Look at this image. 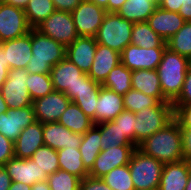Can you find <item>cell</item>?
I'll return each instance as SVG.
<instances>
[{"label": "cell", "mask_w": 191, "mask_h": 190, "mask_svg": "<svg viewBox=\"0 0 191 190\" xmlns=\"http://www.w3.org/2000/svg\"><path fill=\"white\" fill-rule=\"evenodd\" d=\"M174 119L172 103L160 102L135 112L134 145L136 147L158 130L163 129Z\"/></svg>", "instance_id": "5"}, {"label": "cell", "mask_w": 191, "mask_h": 190, "mask_svg": "<svg viewBox=\"0 0 191 190\" xmlns=\"http://www.w3.org/2000/svg\"><path fill=\"white\" fill-rule=\"evenodd\" d=\"M24 11L29 25L36 28L56 10L52 0H29Z\"/></svg>", "instance_id": "32"}, {"label": "cell", "mask_w": 191, "mask_h": 190, "mask_svg": "<svg viewBox=\"0 0 191 190\" xmlns=\"http://www.w3.org/2000/svg\"><path fill=\"white\" fill-rule=\"evenodd\" d=\"M50 76L54 90L63 92L71 101L100 92L101 84L93 81L66 57L52 67Z\"/></svg>", "instance_id": "1"}, {"label": "cell", "mask_w": 191, "mask_h": 190, "mask_svg": "<svg viewBox=\"0 0 191 190\" xmlns=\"http://www.w3.org/2000/svg\"><path fill=\"white\" fill-rule=\"evenodd\" d=\"M173 106L191 105V65L189 66L186 77L178 98L172 103Z\"/></svg>", "instance_id": "42"}, {"label": "cell", "mask_w": 191, "mask_h": 190, "mask_svg": "<svg viewBox=\"0 0 191 190\" xmlns=\"http://www.w3.org/2000/svg\"><path fill=\"white\" fill-rule=\"evenodd\" d=\"M157 6L154 0H126L117 13L133 23L145 22Z\"/></svg>", "instance_id": "27"}, {"label": "cell", "mask_w": 191, "mask_h": 190, "mask_svg": "<svg viewBox=\"0 0 191 190\" xmlns=\"http://www.w3.org/2000/svg\"><path fill=\"white\" fill-rule=\"evenodd\" d=\"M137 148L145 155L154 157L163 164L183 160L179 123L173 119L163 129L142 141Z\"/></svg>", "instance_id": "2"}, {"label": "cell", "mask_w": 191, "mask_h": 190, "mask_svg": "<svg viewBox=\"0 0 191 190\" xmlns=\"http://www.w3.org/2000/svg\"><path fill=\"white\" fill-rule=\"evenodd\" d=\"M118 128L134 144L135 113L132 111H122L114 120Z\"/></svg>", "instance_id": "40"}, {"label": "cell", "mask_w": 191, "mask_h": 190, "mask_svg": "<svg viewBox=\"0 0 191 190\" xmlns=\"http://www.w3.org/2000/svg\"><path fill=\"white\" fill-rule=\"evenodd\" d=\"M9 70H10V67L8 64L0 63V89H1V86L7 80Z\"/></svg>", "instance_id": "51"}, {"label": "cell", "mask_w": 191, "mask_h": 190, "mask_svg": "<svg viewBox=\"0 0 191 190\" xmlns=\"http://www.w3.org/2000/svg\"><path fill=\"white\" fill-rule=\"evenodd\" d=\"M183 0H160L158 6L171 12H179Z\"/></svg>", "instance_id": "48"}, {"label": "cell", "mask_w": 191, "mask_h": 190, "mask_svg": "<svg viewBox=\"0 0 191 190\" xmlns=\"http://www.w3.org/2000/svg\"><path fill=\"white\" fill-rule=\"evenodd\" d=\"M185 190H191V166H190V173H189V177H188V181H187Z\"/></svg>", "instance_id": "59"}, {"label": "cell", "mask_w": 191, "mask_h": 190, "mask_svg": "<svg viewBox=\"0 0 191 190\" xmlns=\"http://www.w3.org/2000/svg\"><path fill=\"white\" fill-rule=\"evenodd\" d=\"M191 60L166 48L156 68L163 96L173 103L181 93Z\"/></svg>", "instance_id": "3"}, {"label": "cell", "mask_w": 191, "mask_h": 190, "mask_svg": "<svg viewBox=\"0 0 191 190\" xmlns=\"http://www.w3.org/2000/svg\"><path fill=\"white\" fill-rule=\"evenodd\" d=\"M12 180L4 166H0V190H8Z\"/></svg>", "instance_id": "49"}, {"label": "cell", "mask_w": 191, "mask_h": 190, "mask_svg": "<svg viewBox=\"0 0 191 190\" xmlns=\"http://www.w3.org/2000/svg\"><path fill=\"white\" fill-rule=\"evenodd\" d=\"M31 190H51L47 180L34 183Z\"/></svg>", "instance_id": "55"}, {"label": "cell", "mask_w": 191, "mask_h": 190, "mask_svg": "<svg viewBox=\"0 0 191 190\" xmlns=\"http://www.w3.org/2000/svg\"><path fill=\"white\" fill-rule=\"evenodd\" d=\"M124 108L127 111L138 112L149 106H157L160 101L156 97L145 95L144 93L130 89L123 96Z\"/></svg>", "instance_id": "38"}, {"label": "cell", "mask_w": 191, "mask_h": 190, "mask_svg": "<svg viewBox=\"0 0 191 190\" xmlns=\"http://www.w3.org/2000/svg\"><path fill=\"white\" fill-rule=\"evenodd\" d=\"M98 95L99 94H92V96L76 97L72 100V102L76 103V105L84 112L85 115L94 120Z\"/></svg>", "instance_id": "41"}, {"label": "cell", "mask_w": 191, "mask_h": 190, "mask_svg": "<svg viewBox=\"0 0 191 190\" xmlns=\"http://www.w3.org/2000/svg\"><path fill=\"white\" fill-rule=\"evenodd\" d=\"M97 6L104 8L108 12V0H89Z\"/></svg>", "instance_id": "56"}, {"label": "cell", "mask_w": 191, "mask_h": 190, "mask_svg": "<svg viewBox=\"0 0 191 190\" xmlns=\"http://www.w3.org/2000/svg\"><path fill=\"white\" fill-rule=\"evenodd\" d=\"M147 22L150 28L166 42L186 21L178 12L167 11L157 6Z\"/></svg>", "instance_id": "21"}, {"label": "cell", "mask_w": 191, "mask_h": 190, "mask_svg": "<svg viewBox=\"0 0 191 190\" xmlns=\"http://www.w3.org/2000/svg\"><path fill=\"white\" fill-rule=\"evenodd\" d=\"M36 29L65 47H68L79 36L72 14L64 11L56 10L40 23Z\"/></svg>", "instance_id": "9"}, {"label": "cell", "mask_w": 191, "mask_h": 190, "mask_svg": "<svg viewBox=\"0 0 191 190\" xmlns=\"http://www.w3.org/2000/svg\"><path fill=\"white\" fill-rule=\"evenodd\" d=\"M79 190H112L101 178L86 176L80 180Z\"/></svg>", "instance_id": "44"}, {"label": "cell", "mask_w": 191, "mask_h": 190, "mask_svg": "<svg viewBox=\"0 0 191 190\" xmlns=\"http://www.w3.org/2000/svg\"><path fill=\"white\" fill-rule=\"evenodd\" d=\"M13 182H21L32 186L34 183L47 180V175L41 171L31 159L13 157L3 165Z\"/></svg>", "instance_id": "16"}, {"label": "cell", "mask_w": 191, "mask_h": 190, "mask_svg": "<svg viewBox=\"0 0 191 190\" xmlns=\"http://www.w3.org/2000/svg\"><path fill=\"white\" fill-rule=\"evenodd\" d=\"M71 99L63 92L53 90L45 97L33 101L36 121L42 124L58 122L62 113L67 109Z\"/></svg>", "instance_id": "14"}, {"label": "cell", "mask_w": 191, "mask_h": 190, "mask_svg": "<svg viewBox=\"0 0 191 190\" xmlns=\"http://www.w3.org/2000/svg\"><path fill=\"white\" fill-rule=\"evenodd\" d=\"M166 48H142L129 44L120 54L121 62L131 71L154 70L162 60Z\"/></svg>", "instance_id": "13"}, {"label": "cell", "mask_w": 191, "mask_h": 190, "mask_svg": "<svg viewBox=\"0 0 191 190\" xmlns=\"http://www.w3.org/2000/svg\"><path fill=\"white\" fill-rule=\"evenodd\" d=\"M58 122L74 133L84 134L95 124L74 102H70Z\"/></svg>", "instance_id": "28"}, {"label": "cell", "mask_w": 191, "mask_h": 190, "mask_svg": "<svg viewBox=\"0 0 191 190\" xmlns=\"http://www.w3.org/2000/svg\"><path fill=\"white\" fill-rule=\"evenodd\" d=\"M135 190H158L164 164L136 148L129 161Z\"/></svg>", "instance_id": "7"}, {"label": "cell", "mask_w": 191, "mask_h": 190, "mask_svg": "<svg viewBox=\"0 0 191 190\" xmlns=\"http://www.w3.org/2000/svg\"><path fill=\"white\" fill-rule=\"evenodd\" d=\"M101 124L94 125L82 135L81 145L78 148L84 167L90 171L94 165L96 157L102 151L101 148Z\"/></svg>", "instance_id": "26"}, {"label": "cell", "mask_w": 191, "mask_h": 190, "mask_svg": "<svg viewBox=\"0 0 191 190\" xmlns=\"http://www.w3.org/2000/svg\"><path fill=\"white\" fill-rule=\"evenodd\" d=\"M101 179L109 185L112 190H135L129 166H119L105 174Z\"/></svg>", "instance_id": "36"}, {"label": "cell", "mask_w": 191, "mask_h": 190, "mask_svg": "<svg viewBox=\"0 0 191 190\" xmlns=\"http://www.w3.org/2000/svg\"><path fill=\"white\" fill-rule=\"evenodd\" d=\"M2 2L8 5H13L14 7L25 9L29 0H2Z\"/></svg>", "instance_id": "53"}, {"label": "cell", "mask_w": 191, "mask_h": 190, "mask_svg": "<svg viewBox=\"0 0 191 190\" xmlns=\"http://www.w3.org/2000/svg\"><path fill=\"white\" fill-rule=\"evenodd\" d=\"M28 75L26 69L9 70L7 80L0 89L8 109L23 108L33 104L27 88Z\"/></svg>", "instance_id": "8"}, {"label": "cell", "mask_w": 191, "mask_h": 190, "mask_svg": "<svg viewBox=\"0 0 191 190\" xmlns=\"http://www.w3.org/2000/svg\"><path fill=\"white\" fill-rule=\"evenodd\" d=\"M178 13L186 22L191 21V0H183V3Z\"/></svg>", "instance_id": "50"}, {"label": "cell", "mask_w": 191, "mask_h": 190, "mask_svg": "<svg viewBox=\"0 0 191 190\" xmlns=\"http://www.w3.org/2000/svg\"><path fill=\"white\" fill-rule=\"evenodd\" d=\"M121 62V55L109 47L97 43L94 61L88 76L102 84L108 74Z\"/></svg>", "instance_id": "23"}, {"label": "cell", "mask_w": 191, "mask_h": 190, "mask_svg": "<svg viewBox=\"0 0 191 190\" xmlns=\"http://www.w3.org/2000/svg\"><path fill=\"white\" fill-rule=\"evenodd\" d=\"M14 157V142L0 133V166Z\"/></svg>", "instance_id": "43"}, {"label": "cell", "mask_w": 191, "mask_h": 190, "mask_svg": "<svg viewBox=\"0 0 191 190\" xmlns=\"http://www.w3.org/2000/svg\"><path fill=\"white\" fill-rule=\"evenodd\" d=\"M77 34L94 37L101 26L107 11L91 1H81L71 12Z\"/></svg>", "instance_id": "11"}, {"label": "cell", "mask_w": 191, "mask_h": 190, "mask_svg": "<svg viewBox=\"0 0 191 190\" xmlns=\"http://www.w3.org/2000/svg\"><path fill=\"white\" fill-rule=\"evenodd\" d=\"M32 186L21 183V182H13L8 190H31Z\"/></svg>", "instance_id": "54"}, {"label": "cell", "mask_w": 191, "mask_h": 190, "mask_svg": "<svg viewBox=\"0 0 191 190\" xmlns=\"http://www.w3.org/2000/svg\"><path fill=\"white\" fill-rule=\"evenodd\" d=\"M80 178L58 169L47 177V182L51 190H79Z\"/></svg>", "instance_id": "39"}, {"label": "cell", "mask_w": 191, "mask_h": 190, "mask_svg": "<svg viewBox=\"0 0 191 190\" xmlns=\"http://www.w3.org/2000/svg\"><path fill=\"white\" fill-rule=\"evenodd\" d=\"M6 64L10 69H26L31 60L32 44L31 31L24 36L2 42Z\"/></svg>", "instance_id": "17"}, {"label": "cell", "mask_w": 191, "mask_h": 190, "mask_svg": "<svg viewBox=\"0 0 191 190\" xmlns=\"http://www.w3.org/2000/svg\"><path fill=\"white\" fill-rule=\"evenodd\" d=\"M55 10L71 13L81 0H52Z\"/></svg>", "instance_id": "47"}, {"label": "cell", "mask_w": 191, "mask_h": 190, "mask_svg": "<svg viewBox=\"0 0 191 190\" xmlns=\"http://www.w3.org/2000/svg\"><path fill=\"white\" fill-rule=\"evenodd\" d=\"M174 119L179 123L180 127L191 128V105L173 106Z\"/></svg>", "instance_id": "45"}, {"label": "cell", "mask_w": 191, "mask_h": 190, "mask_svg": "<svg viewBox=\"0 0 191 190\" xmlns=\"http://www.w3.org/2000/svg\"><path fill=\"white\" fill-rule=\"evenodd\" d=\"M136 148L135 145H123L102 150L96 157L89 176L101 178L116 167L128 165Z\"/></svg>", "instance_id": "12"}, {"label": "cell", "mask_w": 191, "mask_h": 190, "mask_svg": "<svg viewBox=\"0 0 191 190\" xmlns=\"http://www.w3.org/2000/svg\"><path fill=\"white\" fill-rule=\"evenodd\" d=\"M41 146H44L43 124L35 121L23 129L14 142V157L30 159L33 153Z\"/></svg>", "instance_id": "22"}, {"label": "cell", "mask_w": 191, "mask_h": 190, "mask_svg": "<svg viewBox=\"0 0 191 190\" xmlns=\"http://www.w3.org/2000/svg\"><path fill=\"white\" fill-rule=\"evenodd\" d=\"M191 162L181 160L164 164L158 190H185Z\"/></svg>", "instance_id": "24"}, {"label": "cell", "mask_w": 191, "mask_h": 190, "mask_svg": "<svg viewBox=\"0 0 191 190\" xmlns=\"http://www.w3.org/2000/svg\"><path fill=\"white\" fill-rule=\"evenodd\" d=\"M101 148L105 150L109 147H117L123 145H134L114 121L101 123Z\"/></svg>", "instance_id": "34"}, {"label": "cell", "mask_w": 191, "mask_h": 190, "mask_svg": "<svg viewBox=\"0 0 191 190\" xmlns=\"http://www.w3.org/2000/svg\"><path fill=\"white\" fill-rule=\"evenodd\" d=\"M7 110H8L7 104L5 103V100L0 91V114L3 112H7Z\"/></svg>", "instance_id": "57"}, {"label": "cell", "mask_w": 191, "mask_h": 190, "mask_svg": "<svg viewBox=\"0 0 191 190\" xmlns=\"http://www.w3.org/2000/svg\"><path fill=\"white\" fill-rule=\"evenodd\" d=\"M31 29L24 9L0 2V43L24 36Z\"/></svg>", "instance_id": "10"}, {"label": "cell", "mask_w": 191, "mask_h": 190, "mask_svg": "<svg viewBox=\"0 0 191 190\" xmlns=\"http://www.w3.org/2000/svg\"><path fill=\"white\" fill-rule=\"evenodd\" d=\"M124 110L123 95L101 86L93 123L113 121Z\"/></svg>", "instance_id": "19"}, {"label": "cell", "mask_w": 191, "mask_h": 190, "mask_svg": "<svg viewBox=\"0 0 191 190\" xmlns=\"http://www.w3.org/2000/svg\"><path fill=\"white\" fill-rule=\"evenodd\" d=\"M43 141L45 146L55 150L65 147L79 148L82 134L74 133L59 122L43 124Z\"/></svg>", "instance_id": "20"}, {"label": "cell", "mask_w": 191, "mask_h": 190, "mask_svg": "<svg viewBox=\"0 0 191 190\" xmlns=\"http://www.w3.org/2000/svg\"><path fill=\"white\" fill-rule=\"evenodd\" d=\"M36 121L33 105L23 108H9L0 114V133L15 142L21 131Z\"/></svg>", "instance_id": "15"}, {"label": "cell", "mask_w": 191, "mask_h": 190, "mask_svg": "<svg viewBox=\"0 0 191 190\" xmlns=\"http://www.w3.org/2000/svg\"><path fill=\"white\" fill-rule=\"evenodd\" d=\"M131 44L146 49L167 48L166 42L150 28L147 21L133 24Z\"/></svg>", "instance_id": "30"}, {"label": "cell", "mask_w": 191, "mask_h": 190, "mask_svg": "<svg viewBox=\"0 0 191 190\" xmlns=\"http://www.w3.org/2000/svg\"><path fill=\"white\" fill-rule=\"evenodd\" d=\"M96 47L97 41L94 37L78 36L66 47V58L88 74L94 61Z\"/></svg>", "instance_id": "18"}, {"label": "cell", "mask_w": 191, "mask_h": 190, "mask_svg": "<svg viewBox=\"0 0 191 190\" xmlns=\"http://www.w3.org/2000/svg\"><path fill=\"white\" fill-rule=\"evenodd\" d=\"M59 167L80 179L89 176V171L84 167L81 153L78 148L65 147L57 150Z\"/></svg>", "instance_id": "29"}, {"label": "cell", "mask_w": 191, "mask_h": 190, "mask_svg": "<svg viewBox=\"0 0 191 190\" xmlns=\"http://www.w3.org/2000/svg\"><path fill=\"white\" fill-rule=\"evenodd\" d=\"M131 78L132 89L138 90L145 95L156 97L160 102L171 103L163 96L156 69L132 71Z\"/></svg>", "instance_id": "25"}, {"label": "cell", "mask_w": 191, "mask_h": 190, "mask_svg": "<svg viewBox=\"0 0 191 190\" xmlns=\"http://www.w3.org/2000/svg\"><path fill=\"white\" fill-rule=\"evenodd\" d=\"M133 24L117 12H107L94 38L97 43L121 54L131 44Z\"/></svg>", "instance_id": "6"}, {"label": "cell", "mask_w": 191, "mask_h": 190, "mask_svg": "<svg viewBox=\"0 0 191 190\" xmlns=\"http://www.w3.org/2000/svg\"><path fill=\"white\" fill-rule=\"evenodd\" d=\"M184 160L191 162V128L180 127Z\"/></svg>", "instance_id": "46"}, {"label": "cell", "mask_w": 191, "mask_h": 190, "mask_svg": "<svg viewBox=\"0 0 191 190\" xmlns=\"http://www.w3.org/2000/svg\"><path fill=\"white\" fill-rule=\"evenodd\" d=\"M131 73L132 71L129 70L122 62H120L108 74L101 86L124 96L130 89H132Z\"/></svg>", "instance_id": "31"}, {"label": "cell", "mask_w": 191, "mask_h": 190, "mask_svg": "<svg viewBox=\"0 0 191 190\" xmlns=\"http://www.w3.org/2000/svg\"><path fill=\"white\" fill-rule=\"evenodd\" d=\"M33 56L26 70L34 74H50L54 65L66 57V47L38 31L31 29Z\"/></svg>", "instance_id": "4"}, {"label": "cell", "mask_w": 191, "mask_h": 190, "mask_svg": "<svg viewBox=\"0 0 191 190\" xmlns=\"http://www.w3.org/2000/svg\"><path fill=\"white\" fill-rule=\"evenodd\" d=\"M166 46L172 52L191 60V21H187L176 34L166 41Z\"/></svg>", "instance_id": "33"}, {"label": "cell", "mask_w": 191, "mask_h": 190, "mask_svg": "<svg viewBox=\"0 0 191 190\" xmlns=\"http://www.w3.org/2000/svg\"><path fill=\"white\" fill-rule=\"evenodd\" d=\"M4 48L2 43H0V63H5L6 64V58H5V54H4Z\"/></svg>", "instance_id": "58"}, {"label": "cell", "mask_w": 191, "mask_h": 190, "mask_svg": "<svg viewBox=\"0 0 191 190\" xmlns=\"http://www.w3.org/2000/svg\"><path fill=\"white\" fill-rule=\"evenodd\" d=\"M27 88L33 101L54 90L50 74L29 73Z\"/></svg>", "instance_id": "37"}, {"label": "cell", "mask_w": 191, "mask_h": 190, "mask_svg": "<svg viewBox=\"0 0 191 190\" xmlns=\"http://www.w3.org/2000/svg\"><path fill=\"white\" fill-rule=\"evenodd\" d=\"M126 0H108V12H117Z\"/></svg>", "instance_id": "52"}, {"label": "cell", "mask_w": 191, "mask_h": 190, "mask_svg": "<svg viewBox=\"0 0 191 190\" xmlns=\"http://www.w3.org/2000/svg\"><path fill=\"white\" fill-rule=\"evenodd\" d=\"M30 159L35 162L40 170L44 171L47 176L60 169L57 150L49 146L44 145L39 147Z\"/></svg>", "instance_id": "35"}]
</instances>
